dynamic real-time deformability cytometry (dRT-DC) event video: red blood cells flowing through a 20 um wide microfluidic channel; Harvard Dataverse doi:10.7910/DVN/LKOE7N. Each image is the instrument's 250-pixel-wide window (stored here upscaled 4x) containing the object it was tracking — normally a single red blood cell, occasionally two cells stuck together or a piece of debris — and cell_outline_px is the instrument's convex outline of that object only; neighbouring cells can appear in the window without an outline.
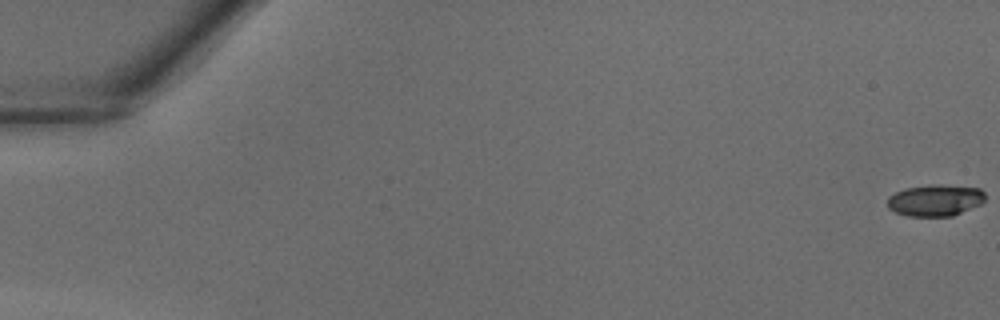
{"species": "common noctule bat (a hibernating species)", "species_latin": "Nyctalus noctula", "temperature_condition": "warm", "stored_images_in_passage": 37, "camera_frame_rate_fps": 3000, "um_per_image_px": 0.085, "animal": {"sex": "male", "body_mass_g": 18.8}, "frame": {"image": 1, "passage_image": 1, "time_ms": 0.0, "image_size_px": [1000, 320], "cell_outline_px": [[984, 200], [980, 204], [952, 216], [908, 216], [896, 212], [888, 208], [888, 196], [904, 188], [932, 184], [980, 188], [984, 192]], "centroid_in_image_um": [79.47, 17.02], "position_along_channel_um": 5.5, "area_um2": 17.86}}
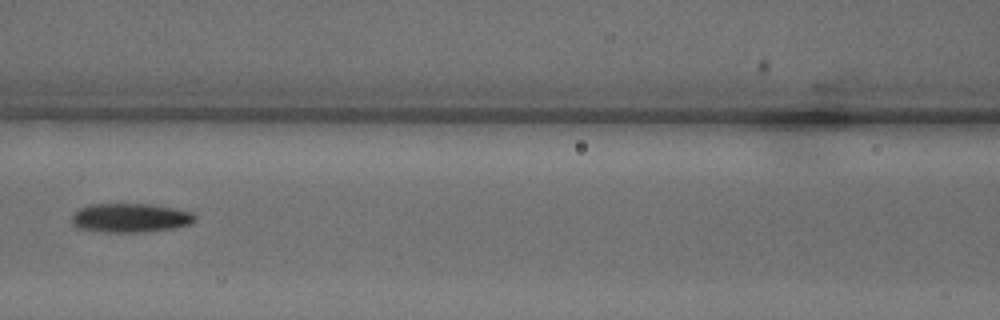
{"frame": {"image": 2, "passage_image": 20, "time_ms": 6.333, "image_size_px": [1000, 320], "cell_outline_px": [[196, 220], [192, 224], [176, 228], [140, 232], [100, 232], [76, 228], [72, 224], [72, 216], [76, 208], [88, 204], [152, 204], [192, 212], [196, 216]], "centroid_in_image_um": [11.04, 18.52], "position_along_channel_um": 155.6, "area_um2": 21.21}}
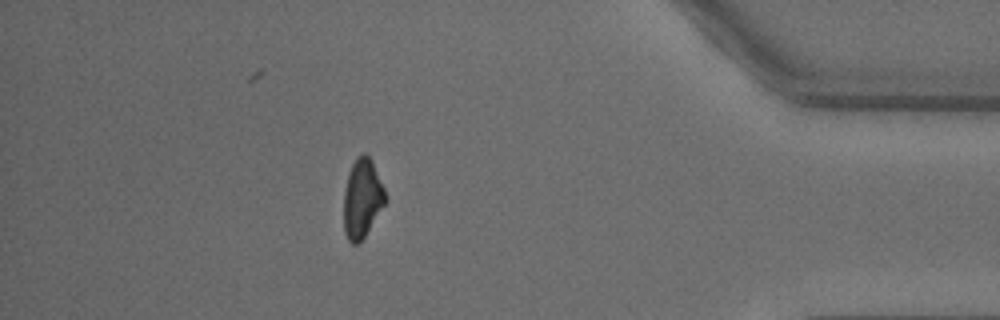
{"frame": {"image": 3, "passage_image": 37, "time_ms": 12.0, "image_size_px": [1000, 320], "cell_outline_px": [[388, 200], [360, 244], [352, 244], [348, 240], [344, 232], [344, 192], [348, 176], [352, 164], [364, 152], [372, 160], [384, 188]], "centroid_in_image_um": [30.8, 16.92], "position_along_channel_um": 404.4, "area_um2": 19.19}}